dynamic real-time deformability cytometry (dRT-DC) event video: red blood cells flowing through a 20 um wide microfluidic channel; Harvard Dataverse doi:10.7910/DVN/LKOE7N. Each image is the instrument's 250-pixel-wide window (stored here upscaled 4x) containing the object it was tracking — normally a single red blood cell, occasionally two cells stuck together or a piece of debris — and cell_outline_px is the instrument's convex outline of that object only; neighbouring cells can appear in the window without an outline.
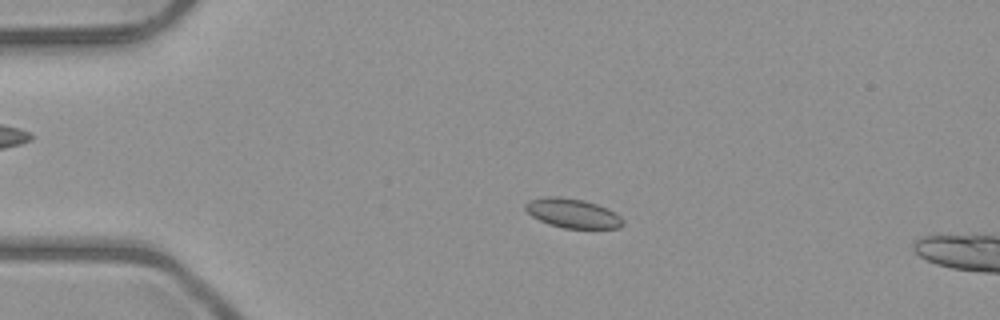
{"species": "common noctule bat (a hibernating species)", "species_latin": "Nyctalus noctula", "temperature_condition": "room temperature", "stored_images_in_passage": 4, "camera_frame_rate_fps": 3000, "um_per_image_px": 0.085, "animal": {"sex": "male", "body_mass_g": 23.1, "forearm_length_mm": 52.7}, "frame": {"image": 1, "passage_image": 3, "time_ms": 2.333, "image_size_px": [1000, 320], "cell_outline_px": [[624, 224], [620, 228], [564, 228], [548, 224], [532, 216], [524, 208], [524, 204], [532, 200], [544, 196], [560, 196], [584, 200], [608, 208], [616, 212], [624, 220]], "centroid_in_image_um": [48.7, 18.12], "position_along_channel_um": 36.3, "area_um2": 16.76}}